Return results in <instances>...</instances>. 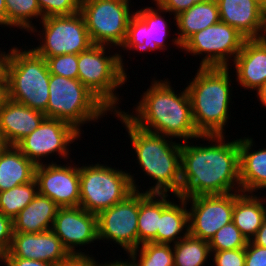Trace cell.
<instances>
[{
    "instance_id": "cell-2",
    "label": "cell",
    "mask_w": 266,
    "mask_h": 266,
    "mask_svg": "<svg viewBox=\"0 0 266 266\" xmlns=\"http://www.w3.org/2000/svg\"><path fill=\"white\" fill-rule=\"evenodd\" d=\"M168 80H155L143 93L137 103L135 114L124 115L137 127L169 138H181L182 141L200 139L195 128L191 100L187 88L178 94ZM134 114V115H133ZM136 115V116H135Z\"/></svg>"
},
{
    "instance_id": "cell-27",
    "label": "cell",
    "mask_w": 266,
    "mask_h": 266,
    "mask_svg": "<svg viewBox=\"0 0 266 266\" xmlns=\"http://www.w3.org/2000/svg\"><path fill=\"white\" fill-rule=\"evenodd\" d=\"M255 193H241L233 208L232 221L241 234L250 241L266 218L265 199Z\"/></svg>"
},
{
    "instance_id": "cell-8",
    "label": "cell",
    "mask_w": 266,
    "mask_h": 266,
    "mask_svg": "<svg viewBox=\"0 0 266 266\" xmlns=\"http://www.w3.org/2000/svg\"><path fill=\"white\" fill-rule=\"evenodd\" d=\"M86 165H79V206L84 210L98 215L122 202L134 191L139 192L134 176L130 173L98 162Z\"/></svg>"
},
{
    "instance_id": "cell-36",
    "label": "cell",
    "mask_w": 266,
    "mask_h": 266,
    "mask_svg": "<svg viewBox=\"0 0 266 266\" xmlns=\"http://www.w3.org/2000/svg\"><path fill=\"white\" fill-rule=\"evenodd\" d=\"M213 261L215 266H245V248L215 251Z\"/></svg>"
},
{
    "instance_id": "cell-46",
    "label": "cell",
    "mask_w": 266,
    "mask_h": 266,
    "mask_svg": "<svg viewBox=\"0 0 266 266\" xmlns=\"http://www.w3.org/2000/svg\"><path fill=\"white\" fill-rule=\"evenodd\" d=\"M106 266H138L136 262L131 258V260L127 261H118L115 260L113 262H106Z\"/></svg>"
},
{
    "instance_id": "cell-32",
    "label": "cell",
    "mask_w": 266,
    "mask_h": 266,
    "mask_svg": "<svg viewBox=\"0 0 266 266\" xmlns=\"http://www.w3.org/2000/svg\"><path fill=\"white\" fill-rule=\"evenodd\" d=\"M128 257L138 266H174L173 247L170 244L146 242L131 250Z\"/></svg>"
},
{
    "instance_id": "cell-41",
    "label": "cell",
    "mask_w": 266,
    "mask_h": 266,
    "mask_svg": "<svg viewBox=\"0 0 266 266\" xmlns=\"http://www.w3.org/2000/svg\"><path fill=\"white\" fill-rule=\"evenodd\" d=\"M2 262L6 266H57L53 263L19 257H2Z\"/></svg>"
},
{
    "instance_id": "cell-45",
    "label": "cell",
    "mask_w": 266,
    "mask_h": 266,
    "mask_svg": "<svg viewBox=\"0 0 266 266\" xmlns=\"http://www.w3.org/2000/svg\"><path fill=\"white\" fill-rule=\"evenodd\" d=\"M257 91V96L259 98V101L261 102L262 106L266 108V80L262 84V86L256 90Z\"/></svg>"
},
{
    "instance_id": "cell-49",
    "label": "cell",
    "mask_w": 266,
    "mask_h": 266,
    "mask_svg": "<svg viewBox=\"0 0 266 266\" xmlns=\"http://www.w3.org/2000/svg\"><path fill=\"white\" fill-rule=\"evenodd\" d=\"M4 146H5V144H4V142H3L2 138H1V135H0V151H1V149H2Z\"/></svg>"
},
{
    "instance_id": "cell-3",
    "label": "cell",
    "mask_w": 266,
    "mask_h": 266,
    "mask_svg": "<svg viewBox=\"0 0 266 266\" xmlns=\"http://www.w3.org/2000/svg\"><path fill=\"white\" fill-rule=\"evenodd\" d=\"M125 125L143 173L155 181L145 193L180 194L181 187V144L172 138L143 130L134 125L122 111L113 112ZM168 138V139H167ZM170 140V141H169ZM173 141V142H172Z\"/></svg>"
},
{
    "instance_id": "cell-20",
    "label": "cell",
    "mask_w": 266,
    "mask_h": 266,
    "mask_svg": "<svg viewBox=\"0 0 266 266\" xmlns=\"http://www.w3.org/2000/svg\"><path fill=\"white\" fill-rule=\"evenodd\" d=\"M233 62L240 86L258 90L266 80V37L246 39Z\"/></svg>"
},
{
    "instance_id": "cell-9",
    "label": "cell",
    "mask_w": 266,
    "mask_h": 266,
    "mask_svg": "<svg viewBox=\"0 0 266 266\" xmlns=\"http://www.w3.org/2000/svg\"><path fill=\"white\" fill-rule=\"evenodd\" d=\"M130 1L81 0L79 12L93 44L121 47L129 21L135 13L129 8Z\"/></svg>"
},
{
    "instance_id": "cell-22",
    "label": "cell",
    "mask_w": 266,
    "mask_h": 266,
    "mask_svg": "<svg viewBox=\"0 0 266 266\" xmlns=\"http://www.w3.org/2000/svg\"><path fill=\"white\" fill-rule=\"evenodd\" d=\"M253 142L251 137L239 139L240 187L243 193L266 189V148L253 152Z\"/></svg>"
},
{
    "instance_id": "cell-51",
    "label": "cell",
    "mask_w": 266,
    "mask_h": 266,
    "mask_svg": "<svg viewBox=\"0 0 266 266\" xmlns=\"http://www.w3.org/2000/svg\"><path fill=\"white\" fill-rule=\"evenodd\" d=\"M255 1L261 4L263 0H255Z\"/></svg>"
},
{
    "instance_id": "cell-23",
    "label": "cell",
    "mask_w": 266,
    "mask_h": 266,
    "mask_svg": "<svg viewBox=\"0 0 266 266\" xmlns=\"http://www.w3.org/2000/svg\"><path fill=\"white\" fill-rule=\"evenodd\" d=\"M167 194H161V216L156 237L151 241L156 244H175L184 238L189 232L187 201L182 197L177 203L169 201ZM168 199V200H167ZM183 231V232H182ZM182 234V236H181ZM180 235V236H179Z\"/></svg>"
},
{
    "instance_id": "cell-7",
    "label": "cell",
    "mask_w": 266,
    "mask_h": 266,
    "mask_svg": "<svg viewBox=\"0 0 266 266\" xmlns=\"http://www.w3.org/2000/svg\"><path fill=\"white\" fill-rule=\"evenodd\" d=\"M109 47L94 44L78 54V79L111 112H117L120 98L115 91L127 82V73L120 54L105 55Z\"/></svg>"
},
{
    "instance_id": "cell-5",
    "label": "cell",
    "mask_w": 266,
    "mask_h": 266,
    "mask_svg": "<svg viewBox=\"0 0 266 266\" xmlns=\"http://www.w3.org/2000/svg\"><path fill=\"white\" fill-rule=\"evenodd\" d=\"M10 49L3 64L7 80V98L45 113L49 101L50 79L45 58L33 49Z\"/></svg>"
},
{
    "instance_id": "cell-40",
    "label": "cell",
    "mask_w": 266,
    "mask_h": 266,
    "mask_svg": "<svg viewBox=\"0 0 266 266\" xmlns=\"http://www.w3.org/2000/svg\"><path fill=\"white\" fill-rule=\"evenodd\" d=\"M95 260L96 259L92 255L87 254V252L86 254H70L67 258L58 263L57 266H106V263L101 264Z\"/></svg>"
},
{
    "instance_id": "cell-16",
    "label": "cell",
    "mask_w": 266,
    "mask_h": 266,
    "mask_svg": "<svg viewBox=\"0 0 266 266\" xmlns=\"http://www.w3.org/2000/svg\"><path fill=\"white\" fill-rule=\"evenodd\" d=\"M157 9L145 7L136 10L131 17L124 43L121 45L123 51L133 49L139 52L167 50L165 39L169 34L167 19L161 15L166 12L156 4ZM159 12V13H158Z\"/></svg>"
},
{
    "instance_id": "cell-33",
    "label": "cell",
    "mask_w": 266,
    "mask_h": 266,
    "mask_svg": "<svg viewBox=\"0 0 266 266\" xmlns=\"http://www.w3.org/2000/svg\"><path fill=\"white\" fill-rule=\"evenodd\" d=\"M248 240L241 234L234 222L220 228L208 242L211 252L245 248Z\"/></svg>"
},
{
    "instance_id": "cell-48",
    "label": "cell",
    "mask_w": 266,
    "mask_h": 266,
    "mask_svg": "<svg viewBox=\"0 0 266 266\" xmlns=\"http://www.w3.org/2000/svg\"><path fill=\"white\" fill-rule=\"evenodd\" d=\"M6 52L0 51V72L3 70V64H4V58H5Z\"/></svg>"
},
{
    "instance_id": "cell-6",
    "label": "cell",
    "mask_w": 266,
    "mask_h": 266,
    "mask_svg": "<svg viewBox=\"0 0 266 266\" xmlns=\"http://www.w3.org/2000/svg\"><path fill=\"white\" fill-rule=\"evenodd\" d=\"M110 110L79 79L50 74L46 118L63 120L78 131L81 126L98 121Z\"/></svg>"
},
{
    "instance_id": "cell-17",
    "label": "cell",
    "mask_w": 266,
    "mask_h": 266,
    "mask_svg": "<svg viewBox=\"0 0 266 266\" xmlns=\"http://www.w3.org/2000/svg\"><path fill=\"white\" fill-rule=\"evenodd\" d=\"M52 230L70 254H85L75 247L98 241L97 215L80 206L59 208Z\"/></svg>"
},
{
    "instance_id": "cell-4",
    "label": "cell",
    "mask_w": 266,
    "mask_h": 266,
    "mask_svg": "<svg viewBox=\"0 0 266 266\" xmlns=\"http://www.w3.org/2000/svg\"><path fill=\"white\" fill-rule=\"evenodd\" d=\"M188 84L192 117L200 135H224L229 117V67H200Z\"/></svg>"
},
{
    "instance_id": "cell-43",
    "label": "cell",
    "mask_w": 266,
    "mask_h": 266,
    "mask_svg": "<svg viewBox=\"0 0 266 266\" xmlns=\"http://www.w3.org/2000/svg\"><path fill=\"white\" fill-rule=\"evenodd\" d=\"M6 99H7V80L5 72L2 70L0 72V108Z\"/></svg>"
},
{
    "instance_id": "cell-21",
    "label": "cell",
    "mask_w": 266,
    "mask_h": 266,
    "mask_svg": "<svg viewBox=\"0 0 266 266\" xmlns=\"http://www.w3.org/2000/svg\"><path fill=\"white\" fill-rule=\"evenodd\" d=\"M220 21L234 27L246 39L266 37L260 4L255 0H216Z\"/></svg>"
},
{
    "instance_id": "cell-26",
    "label": "cell",
    "mask_w": 266,
    "mask_h": 266,
    "mask_svg": "<svg viewBox=\"0 0 266 266\" xmlns=\"http://www.w3.org/2000/svg\"><path fill=\"white\" fill-rule=\"evenodd\" d=\"M35 168L15 145H5L0 151V192L33 181Z\"/></svg>"
},
{
    "instance_id": "cell-47",
    "label": "cell",
    "mask_w": 266,
    "mask_h": 266,
    "mask_svg": "<svg viewBox=\"0 0 266 266\" xmlns=\"http://www.w3.org/2000/svg\"><path fill=\"white\" fill-rule=\"evenodd\" d=\"M260 15L264 31L266 32V0H263L260 4Z\"/></svg>"
},
{
    "instance_id": "cell-18",
    "label": "cell",
    "mask_w": 266,
    "mask_h": 266,
    "mask_svg": "<svg viewBox=\"0 0 266 266\" xmlns=\"http://www.w3.org/2000/svg\"><path fill=\"white\" fill-rule=\"evenodd\" d=\"M70 255L52 229L40 233H13L9 252L3 257H19L58 264Z\"/></svg>"
},
{
    "instance_id": "cell-10",
    "label": "cell",
    "mask_w": 266,
    "mask_h": 266,
    "mask_svg": "<svg viewBox=\"0 0 266 266\" xmlns=\"http://www.w3.org/2000/svg\"><path fill=\"white\" fill-rule=\"evenodd\" d=\"M40 23L43 28L37 35L42 42L33 50L45 59L63 54L78 55L94 45L80 12L45 17Z\"/></svg>"
},
{
    "instance_id": "cell-25",
    "label": "cell",
    "mask_w": 266,
    "mask_h": 266,
    "mask_svg": "<svg viewBox=\"0 0 266 266\" xmlns=\"http://www.w3.org/2000/svg\"><path fill=\"white\" fill-rule=\"evenodd\" d=\"M60 207L39 193L13 219V233H40L52 229Z\"/></svg>"
},
{
    "instance_id": "cell-14",
    "label": "cell",
    "mask_w": 266,
    "mask_h": 266,
    "mask_svg": "<svg viewBox=\"0 0 266 266\" xmlns=\"http://www.w3.org/2000/svg\"><path fill=\"white\" fill-rule=\"evenodd\" d=\"M139 192L134 191L122 202L97 215L98 241L117 243L128 254L139 247Z\"/></svg>"
},
{
    "instance_id": "cell-30",
    "label": "cell",
    "mask_w": 266,
    "mask_h": 266,
    "mask_svg": "<svg viewBox=\"0 0 266 266\" xmlns=\"http://www.w3.org/2000/svg\"><path fill=\"white\" fill-rule=\"evenodd\" d=\"M7 13V27L24 29L30 33L39 32L32 24L33 18L43 19L37 0H5Z\"/></svg>"
},
{
    "instance_id": "cell-15",
    "label": "cell",
    "mask_w": 266,
    "mask_h": 266,
    "mask_svg": "<svg viewBox=\"0 0 266 266\" xmlns=\"http://www.w3.org/2000/svg\"><path fill=\"white\" fill-rule=\"evenodd\" d=\"M72 165L62 166L52 161L35 168L38 193L49 197L60 208L79 207L80 204L79 166Z\"/></svg>"
},
{
    "instance_id": "cell-19",
    "label": "cell",
    "mask_w": 266,
    "mask_h": 266,
    "mask_svg": "<svg viewBox=\"0 0 266 266\" xmlns=\"http://www.w3.org/2000/svg\"><path fill=\"white\" fill-rule=\"evenodd\" d=\"M46 118L43 112L7 98L0 108V135L5 145H16Z\"/></svg>"
},
{
    "instance_id": "cell-50",
    "label": "cell",
    "mask_w": 266,
    "mask_h": 266,
    "mask_svg": "<svg viewBox=\"0 0 266 266\" xmlns=\"http://www.w3.org/2000/svg\"><path fill=\"white\" fill-rule=\"evenodd\" d=\"M204 1H209V0H196V2H204Z\"/></svg>"
},
{
    "instance_id": "cell-34",
    "label": "cell",
    "mask_w": 266,
    "mask_h": 266,
    "mask_svg": "<svg viewBox=\"0 0 266 266\" xmlns=\"http://www.w3.org/2000/svg\"><path fill=\"white\" fill-rule=\"evenodd\" d=\"M45 60L50 74L78 79V55H56Z\"/></svg>"
},
{
    "instance_id": "cell-24",
    "label": "cell",
    "mask_w": 266,
    "mask_h": 266,
    "mask_svg": "<svg viewBox=\"0 0 266 266\" xmlns=\"http://www.w3.org/2000/svg\"><path fill=\"white\" fill-rule=\"evenodd\" d=\"M178 32L172 42L182 49V45L195 33L220 22L216 0L196 2L188 10L175 16Z\"/></svg>"
},
{
    "instance_id": "cell-12",
    "label": "cell",
    "mask_w": 266,
    "mask_h": 266,
    "mask_svg": "<svg viewBox=\"0 0 266 266\" xmlns=\"http://www.w3.org/2000/svg\"><path fill=\"white\" fill-rule=\"evenodd\" d=\"M80 135V131L63 120L45 118L31 134L15 146L35 165H41L42 158L55 153L59 158L69 159L71 150L68 146L78 140Z\"/></svg>"
},
{
    "instance_id": "cell-1",
    "label": "cell",
    "mask_w": 266,
    "mask_h": 266,
    "mask_svg": "<svg viewBox=\"0 0 266 266\" xmlns=\"http://www.w3.org/2000/svg\"><path fill=\"white\" fill-rule=\"evenodd\" d=\"M225 137L201 135L202 140L211 141L210 145L205 146L190 145L192 142L189 140L182 142L179 197L191 198L241 191L239 139L228 142Z\"/></svg>"
},
{
    "instance_id": "cell-35",
    "label": "cell",
    "mask_w": 266,
    "mask_h": 266,
    "mask_svg": "<svg viewBox=\"0 0 266 266\" xmlns=\"http://www.w3.org/2000/svg\"><path fill=\"white\" fill-rule=\"evenodd\" d=\"M43 18L72 15L80 10L81 0H37Z\"/></svg>"
},
{
    "instance_id": "cell-42",
    "label": "cell",
    "mask_w": 266,
    "mask_h": 266,
    "mask_svg": "<svg viewBox=\"0 0 266 266\" xmlns=\"http://www.w3.org/2000/svg\"><path fill=\"white\" fill-rule=\"evenodd\" d=\"M251 241L258 246L266 248V218Z\"/></svg>"
},
{
    "instance_id": "cell-44",
    "label": "cell",
    "mask_w": 266,
    "mask_h": 266,
    "mask_svg": "<svg viewBox=\"0 0 266 266\" xmlns=\"http://www.w3.org/2000/svg\"><path fill=\"white\" fill-rule=\"evenodd\" d=\"M0 25H5L7 27V13L5 0H0Z\"/></svg>"
},
{
    "instance_id": "cell-31",
    "label": "cell",
    "mask_w": 266,
    "mask_h": 266,
    "mask_svg": "<svg viewBox=\"0 0 266 266\" xmlns=\"http://www.w3.org/2000/svg\"><path fill=\"white\" fill-rule=\"evenodd\" d=\"M38 194L37 183L33 181L0 192V213L12 220Z\"/></svg>"
},
{
    "instance_id": "cell-29",
    "label": "cell",
    "mask_w": 266,
    "mask_h": 266,
    "mask_svg": "<svg viewBox=\"0 0 266 266\" xmlns=\"http://www.w3.org/2000/svg\"><path fill=\"white\" fill-rule=\"evenodd\" d=\"M174 266H204L211 254L208 241L189 233L173 244Z\"/></svg>"
},
{
    "instance_id": "cell-11",
    "label": "cell",
    "mask_w": 266,
    "mask_h": 266,
    "mask_svg": "<svg viewBox=\"0 0 266 266\" xmlns=\"http://www.w3.org/2000/svg\"><path fill=\"white\" fill-rule=\"evenodd\" d=\"M245 40L234 27L220 21L192 35L182 45V51L193 56L206 54L200 67H229V60L233 57L234 61Z\"/></svg>"
},
{
    "instance_id": "cell-39",
    "label": "cell",
    "mask_w": 266,
    "mask_h": 266,
    "mask_svg": "<svg viewBox=\"0 0 266 266\" xmlns=\"http://www.w3.org/2000/svg\"><path fill=\"white\" fill-rule=\"evenodd\" d=\"M155 4H158L161 8H163L166 12H171L170 15L177 16L179 13L188 10L191 6L196 3V0H153Z\"/></svg>"
},
{
    "instance_id": "cell-38",
    "label": "cell",
    "mask_w": 266,
    "mask_h": 266,
    "mask_svg": "<svg viewBox=\"0 0 266 266\" xmlns=\"http://www.w3.org/2000/svg\"><path fill=\"white\" fill-rule=\"evenodd\" d=\"M245 266H266V248L248 241L245 247Z\"/></svg>"
},
{
    "instance_id": "cell-13",
    "label": "cell",
    "mask_w": 266,
    "mask_h": 266,
    "mask_svg": "<svg viewBox=\"0 0 266 266\" xmlns=\"http://www.w3.org/2000/svg\"><path fill=\"white\" fill-rule=\"evenodd\" d=\"M241 193L239 191L185 198L187 204L191 203L188 209L189 234L209 242L220 228L232 221L235 199Z\"/></svg>"
},
{
    "instance_id": "cell-37",
    "label": "cell",
    "mask_w": 266,
    "mask_h": 266,
    "mask_svg": "<svg viewBox=\"0 0 266 266\" xmlns=\"http://www.w3.org/2000/svg\"><path fill=\"white\" fill-rule=\"evenodd\" d=\"M13 237V220L0 213V255L9 252Z\"/></svg>"
},
{
    "instance_id": "cell-28",
    "label": "cell",
    "mask_w": 266,
    "mask_h": 266,
    "mask_svg": "<svg viewBox=\"0 0 266 266\" xmlns=\"http://www.w3.org/2000/svg\"><path fill=\"white\" fill-rule=\"evenodd\" d=\"M161 194L139 191L138 238L139 246L151 242L159 228Z\"/></svg>"
}]
</instances>
